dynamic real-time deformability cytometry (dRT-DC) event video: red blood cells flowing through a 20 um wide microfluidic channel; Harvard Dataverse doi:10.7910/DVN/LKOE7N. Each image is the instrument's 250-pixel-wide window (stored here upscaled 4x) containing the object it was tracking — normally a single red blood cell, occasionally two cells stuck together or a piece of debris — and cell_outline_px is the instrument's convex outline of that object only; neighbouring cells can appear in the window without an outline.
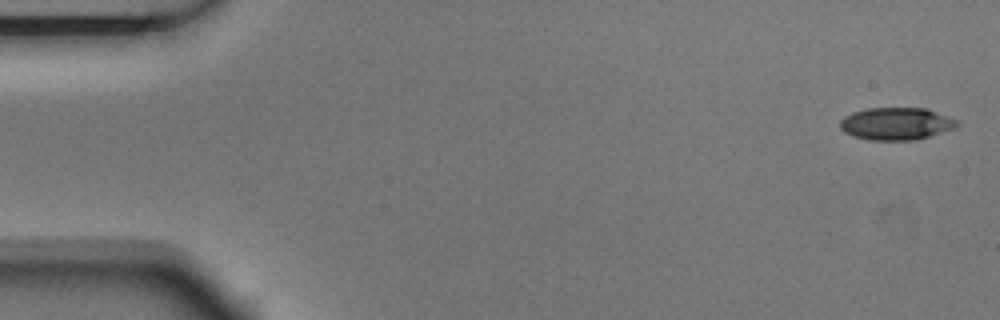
{"species": "Egyptian fruit bat (a non-hibernating species)", "species_latin": "Rousettus aegyptiacus", "temperature_condition": "room temperature", "stored_images_in_passage": 5, "camera_frame_rate_fps": 3000, "um_per_image_px": 0.085, "animal": {"sex": "male"}, "frame": {"image": 1, "passage_image": 1, "time_ms": 0.0, "image_size_px": [1000, 320], "cell_outline_px": [[960, 124], [956, 128], [916, 140], [868, 140], [852, 136], [844, 132], [840, 128], [840, 120], [844, 116], [852, 112], [868, 108], [928, 108], [960, 120]], "centroid_in_image_um": [76.21, 10.51], "position_along_channel_um": 8.8, "area_um2": 22.48}}
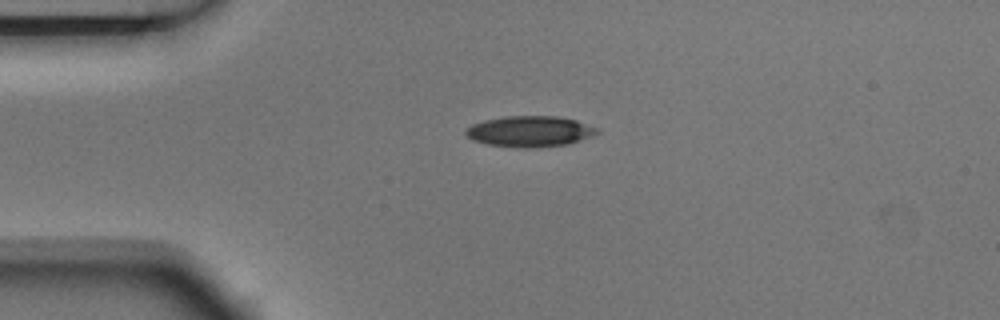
{"frame": {"image": 2, "passage_image": 4, "time_ms": 1.0, "image_size_px": [1000, 320], "cell_outline_px": [[600, 132], [592, 136], [568, 144], [532, 148], [524, 148], [488, 144], [472, 140], [464, 132], [464, 128], [472, 124], [484, 120], [504, 116], [556, 116], [576, 120], [600, 128]], "centroid_in_image_um": [45.04, 11.16], "position_along_channel_um": 40.0, "area_um2": 23.76}}